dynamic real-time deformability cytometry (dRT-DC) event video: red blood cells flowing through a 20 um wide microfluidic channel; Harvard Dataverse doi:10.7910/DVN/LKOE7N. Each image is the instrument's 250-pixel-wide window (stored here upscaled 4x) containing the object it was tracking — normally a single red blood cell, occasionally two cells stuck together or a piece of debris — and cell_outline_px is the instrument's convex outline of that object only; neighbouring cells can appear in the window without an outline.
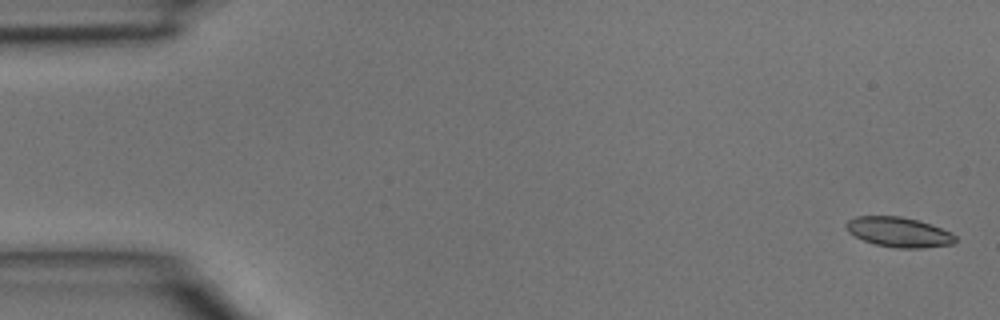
{"species": "common noctule bat (a hibernating species)", "species_latin": "Nyctalus noctula", "temperature_condition": "room temperature", "stored_images_in_passage": 46, "camera_frame_rate_fps": 3000, "um_per_image_px": 0.085, "animal": {"sex": "male", "body_mass_g": 15.6}, "frame": {"image": 1, "passage_image": 2, "time_ms": 0.333, "image_size_px": [1000, 320], "cell_outline_px": [[956, 240], [952, 244], [924, 248], [896, 248], [876, 244], [864, 240], [848, 232], [844, 224], [848, 220], [856, 216], [900, 216], [932, 224], [952, 232], [956, 236]], "centroid_in_image_um": [76.41, 19.72], "position_along_channel_um": 8.6, "area_um2": 19.07}}
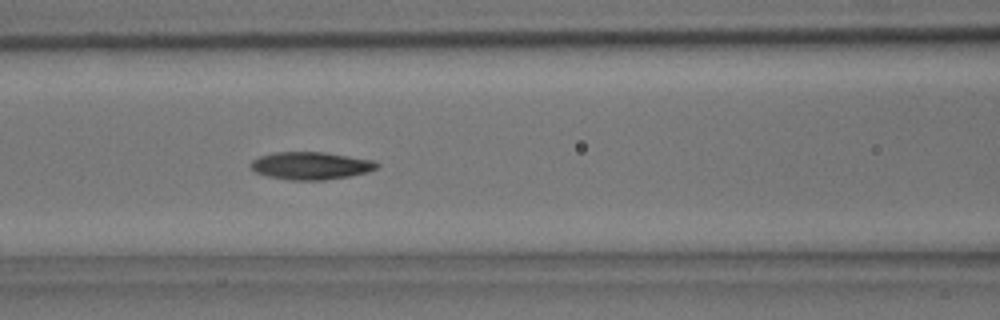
{"frame": {"image": 2, "passage_image": 20, "time_ms": 6.333, "image_size_px": [1000, 320], "cell_outline_px": [[380, 164], [376, 168], [368, 172], [348, 176], [324, 180], [292, 180], [268, 176], [256, 172], [248, 164], [252, 160], [260, 156], [272, 152], [324, 152], [372, 160]], "centroid_in_image_um": [26.39, 14.08], "position_along_channel_um": 140.2, "area_um2": 20.17}}
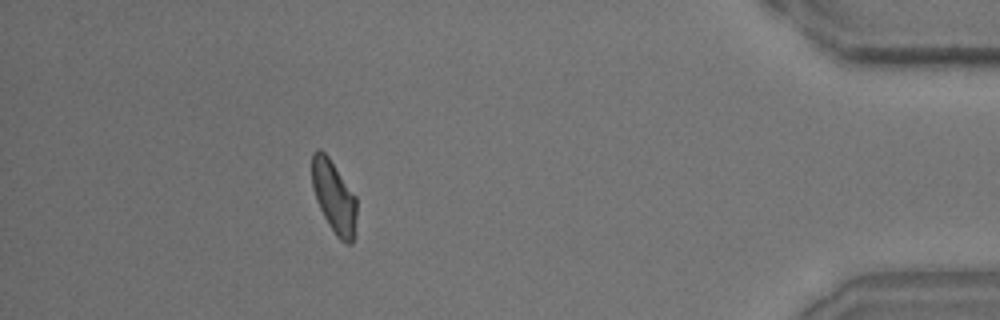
{"frame": {"image": 3, "passage_image": 42, "time_ms": 13.667, "image_size_px": [1000, 320], "cell_outline_px": [[356, 232], [352, 244], [348, 244], [340, 240], [336, 236], [328, 224], [316, 200], [312, 188], [312, 152], [316, 148], [320, 148], [328, 156], [356, 196]], "centroid_in_image_um": [28.39, 16.74], "position_along_channel_um": 406.8, "area_um2": 19.07}}